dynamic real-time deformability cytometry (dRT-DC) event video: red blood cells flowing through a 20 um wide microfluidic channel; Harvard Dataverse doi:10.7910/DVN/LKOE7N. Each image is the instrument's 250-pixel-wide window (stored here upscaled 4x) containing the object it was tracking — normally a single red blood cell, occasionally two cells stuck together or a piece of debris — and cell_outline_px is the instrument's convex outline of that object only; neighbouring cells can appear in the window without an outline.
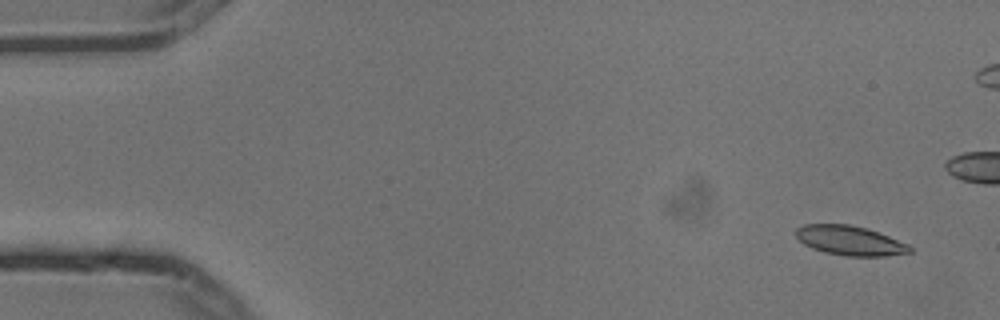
{"species": "common noctule bat (a hibernating species)", "species_latin": "Nyctalus noctula", "temperature_condition": "cold", "stored_images_in_passage": 5, "camera_frame_rate_fps": 3000, "um_per_image_px": 0.085, "animal": {"sex": "male", "body_mass_g": 13.3}, "frame": {"image": 1, "passage_image": 1, "time_ms": 0.0, "image_size_px": [1000, 320], "cell_outline_px": [[912, 252], [884, 256], [848, 256], [824, 252], [812, 248], [804, 244], [796, 236], [796, 228], [804, 224], [852, 224], [868, 228], [908, 244], [912, 248]], "centroid_in_image_um": [72.24, 20.44], "position_along_channel_um": 12.8, "area_um2": 19.59}}